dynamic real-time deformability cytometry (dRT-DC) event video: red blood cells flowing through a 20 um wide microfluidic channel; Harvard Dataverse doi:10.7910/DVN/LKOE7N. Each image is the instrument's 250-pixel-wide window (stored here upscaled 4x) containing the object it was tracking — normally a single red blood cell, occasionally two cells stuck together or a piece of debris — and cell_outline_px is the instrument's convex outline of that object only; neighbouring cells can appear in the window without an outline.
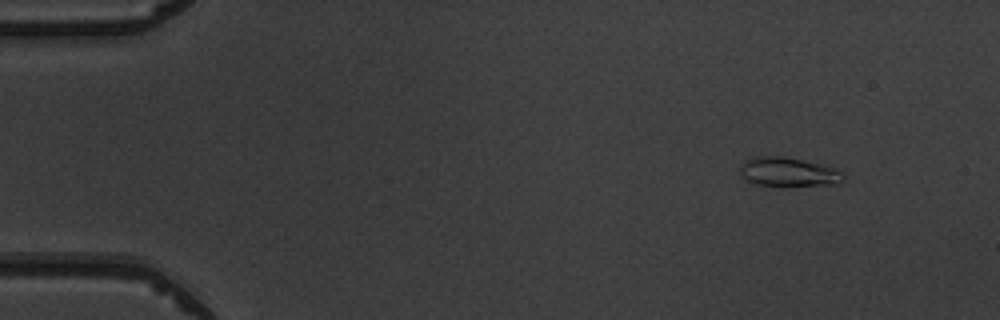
{"species": "common noctule bat (a hibernating species)", "species_latin": "Nyctalus noctula", "temperature_condition": "warm", "stored_images_in_passage": 4, "camera_frame_rate_fps": 3000, "um_per_image_px": 0.085, "animal": {"sex": "male", "body_mass_g": 19.5, "forearm_length_mm": 54.6}, "frame": {"image": 1, "passage_image": 1, "time_ms": 0.0, "image_size_px": [1000, 320], "cell_outline_px": [[844, 180], [836, 184], [788, 188], [784, 188], [756, 184], [740, 176], [740, 164], [744, 160], [756, 156], [784, 156], [824, 164], [840, 172], [844, 176]], "centroid_in_image_um": [66.99, 14.65], "position_along_channel_um": 18.0, "area_um2": 18.26}}
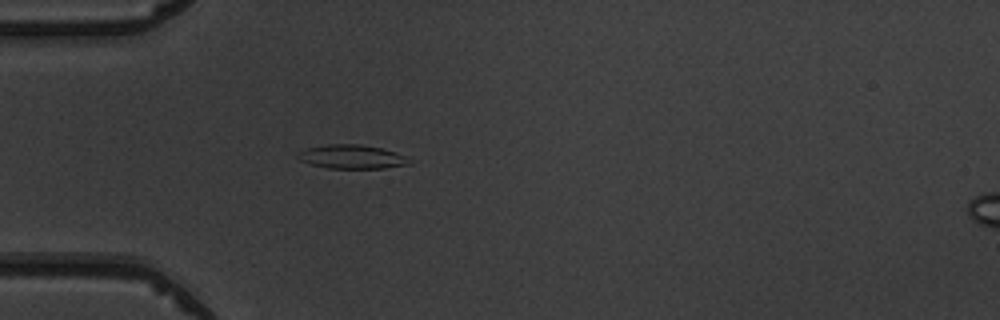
{"frame": {"image": 2, "passage_image": 4, "time_ms": 3.333, "image_size_px": [1000, 320], "cell_outline_px": [[412, 164], [384, 168], [328, 168], [308, 164], [300, 160], [296, 156], [296, 152], [304, 148], [328, 144], [360, 144], [380, 148], [396, 152], [404, 156]], "centroid_in_image_um": [29.83, 13.32], "position_along_channel_um": 55.2, "area_um2": 15.61}}